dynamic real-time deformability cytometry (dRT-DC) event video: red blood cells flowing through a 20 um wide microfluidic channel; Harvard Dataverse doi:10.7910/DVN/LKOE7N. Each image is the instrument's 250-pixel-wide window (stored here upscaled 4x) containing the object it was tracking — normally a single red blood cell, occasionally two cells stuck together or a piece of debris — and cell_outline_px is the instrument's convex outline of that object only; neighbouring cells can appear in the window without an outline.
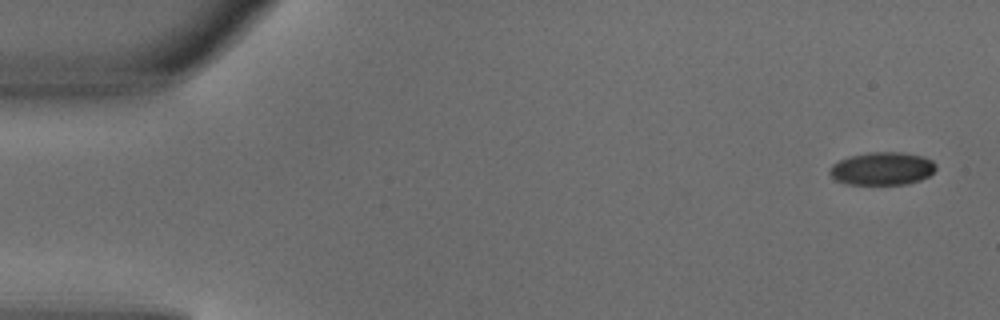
{"species": "common noctule bat (a hibernating species)", "species_latin": "Nyctalus noctula", "temperature_condition": "warm", "stored_images_in_passage": 5, "camera_frame_rate_fps": 3000, "um_per_image_px": 0.085, "animal": {"sex": "male", "body_mass_g": 18.8}, "frame": {"image": 1, "passage_image": 1, "time_ms": 0.0, "image_size_px": [1000, 320], "cell_outline_px": [[936, 168], [928, 176], [920, 180], [908, 184], [844, 184], [836, 180], [828, 172], [832, 164], [848, 156], [868, 152], [904, 152], [924, 156], [932, 160], [936, 164]], "centroid_in_image_um": [74.98, 14.32], "position_along_channel_um": 10.0, "area_um2": 20.58}}